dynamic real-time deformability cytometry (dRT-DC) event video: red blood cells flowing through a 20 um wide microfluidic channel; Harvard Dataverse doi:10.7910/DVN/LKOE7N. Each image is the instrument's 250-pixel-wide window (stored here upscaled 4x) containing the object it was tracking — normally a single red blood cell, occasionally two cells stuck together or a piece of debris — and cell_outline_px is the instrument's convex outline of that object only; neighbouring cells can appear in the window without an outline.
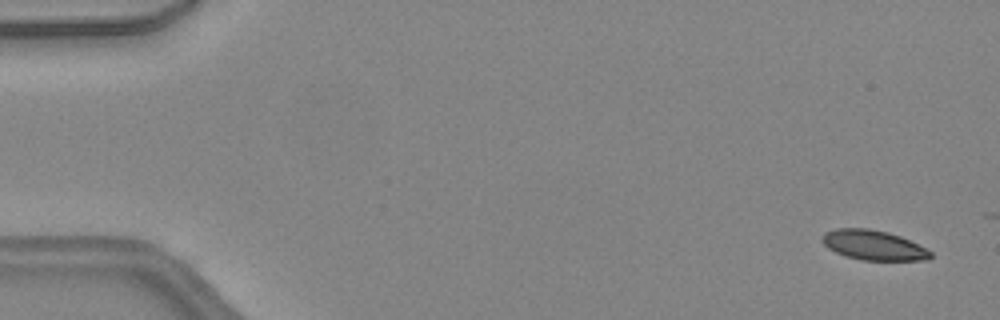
{"species": "common noctule bat (a hibernating species)", "species_latin": "Nyctalus noctula", "temperature_condition": "warm", "stored_images_in_passage": 12, "camera_frame_rate_fps": 3000, "um_per_image_px": 0.085, "animal": {"sex": "female", "body_mass_g": 24.6, "forearm_length_mm": 56.2}, "frame": {"image": 1, "passage_image": 2, "time_ms": 0.333, "image_size_px": [1000, 320], "cell_outline_px": [[932, 256], [928, 260], [860, 260], [836, 252], [828, 248], [820, 240], [820, 236], [824, 232], [836, 228], [868, 228], [888, 232], [900, 236], [932, 252]], "centroid_in_image_um": [74.2, 20.83], "position_along_channel_um": 10.8, "area_um2": 18.79}}